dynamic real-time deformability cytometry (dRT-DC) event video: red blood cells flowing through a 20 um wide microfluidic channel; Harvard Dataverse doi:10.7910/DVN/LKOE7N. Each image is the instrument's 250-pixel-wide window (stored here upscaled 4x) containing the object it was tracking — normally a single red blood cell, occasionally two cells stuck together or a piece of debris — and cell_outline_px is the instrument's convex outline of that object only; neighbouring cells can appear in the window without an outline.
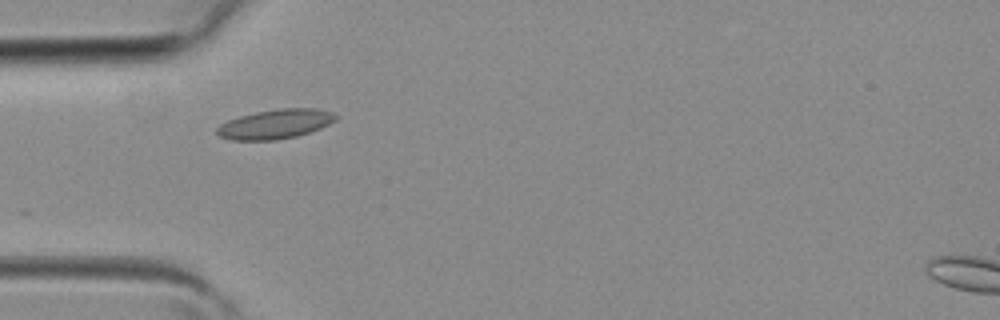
{"species": "common noctule bat (a hibernating species)", "species_latin": "Nyctalus noctula", "temperature_condition": "room temperature", "stored_images_in_passage": 6, "camera_frame_rate_fps": 3000, "um_per_image_px": 0.085, "animal": {"sex": "female", "body_mass_g": 19.3, "forearm_length_mm": 54.1}, "frame": {"image": 1, "passage_image": 5, "time_ms": 1.333, "image_size_px": [1000, 320], "cell_outline_px": [[340, 116], [336, 120], [320, 128], [296, 136], [276, 140], [232, 140], [220, 136], [216, 132], [216, 128], [220, 124], [228, 120], [240, 116], [256, 112], [280, 108], [316, 108], [332, 112]], "centroid_in_image_um": [23.42, 10.54], "position_along_channel_um": 61.6, "area_um2": 20.35}}
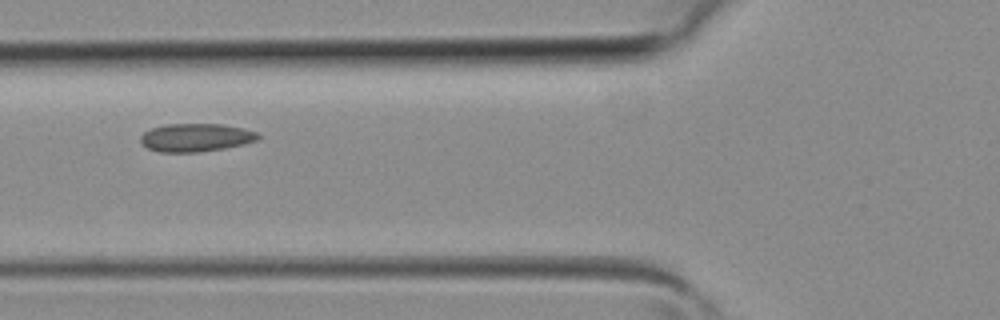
{"frame": {"image": 2, "passage_image": 6, "time_ms": 1.667, "image_size_px": [1000, 320], "cell_outline_px": [[260, 136], [256, 140], [244, 144], [224, 148], [200, 152], [160, 152], [148, 148], [140, 140], [140, 136], [144, 132], [152, 128], [164, 124], [224, 124], [244, 128], [256, 132]], "centroid_in_image_um": [16.65, 11.68], "position_along_channel_um": 109.2, "area_um2": 19.25}}